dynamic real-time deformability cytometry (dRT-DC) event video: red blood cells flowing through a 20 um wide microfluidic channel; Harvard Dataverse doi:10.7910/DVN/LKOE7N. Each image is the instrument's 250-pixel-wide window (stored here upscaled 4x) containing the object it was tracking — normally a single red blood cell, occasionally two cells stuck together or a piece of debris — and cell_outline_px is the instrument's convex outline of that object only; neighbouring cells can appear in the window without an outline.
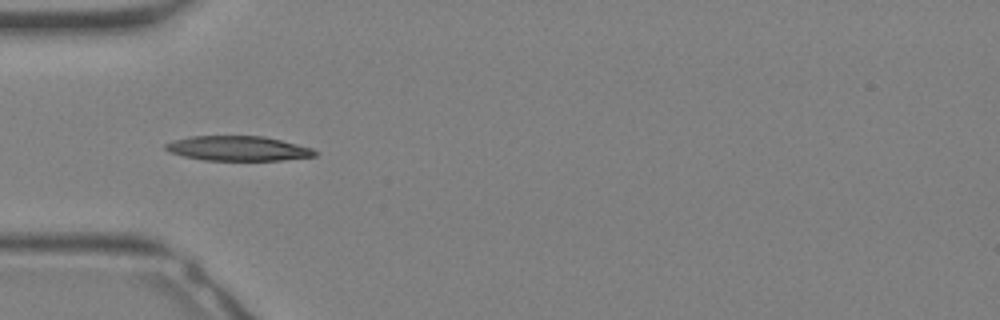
{"species": "Egyptian fruit bat (a non-hibernating species)", "species_latin": "Rousettus aegyptiacus", "temperature_condition": "warm", "stored_images_in_passage": 28, "camera_frame_rate_fps": 3000, "um_per_image_px": 0.085, "animal": {"sex": "female"}, "frame": {"image": 1, "passage_image": 6, "time_ms": 1.667, "image_size_px": [1000, 320], "cell_outline_px": [[316, 156], [280, 160], [204, 160], [184, 156], [172, 152], [164, 148], [164, 144], [172, 140], [188, 136], [264, 136], [312, 148], [316, 152]], "centroid_in_image_um": [20.2, 12.61], "position_along_channel_um": 64.8, "area_um2": 21.39}}
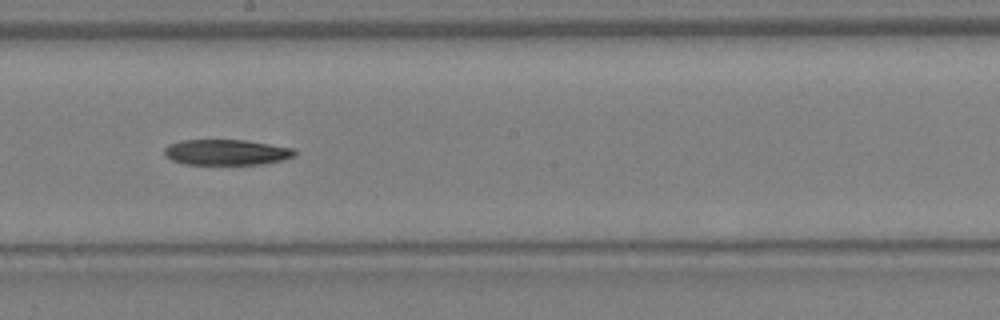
{"frame": {"image": 2, "passage_image": 14, "time_ms": 4.333, "image_size_px": [1000, 320], "cell_outline_px": [[296, 152], [292, 156], [280, 160], [260, 164], [184, 164], [172, 160], [164, 156], [164, 148], [168, 144], [180, 140], [244, 140], [292, 148]], "centroid_in_image_um": [19.15, 12.94], "position_along_channel_um": 229.1, "area_um2": 19.25}}
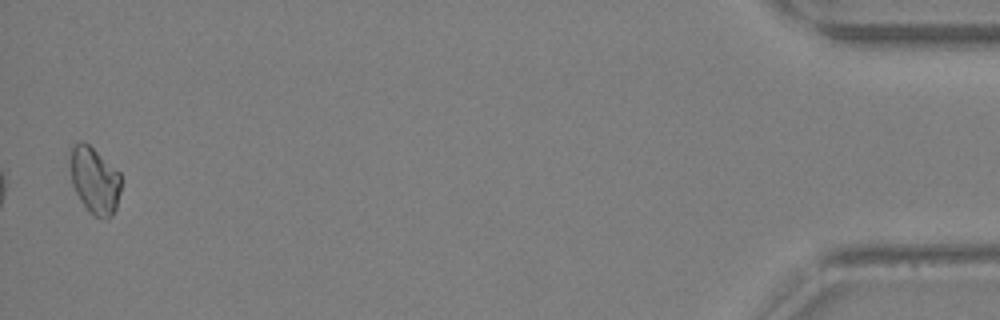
{"frame": {"image": 3, "passage_image": 28, "time_ms": 9.0, "image_size_px": [1000, 320], "cell_outline_px": [[120, 192], [116, 208], [104, 220], [96, 216], [80, 200], [72, 184], [72, 148], [76, 144], [84, 140], [120, 172]], "centroid_in_image_um": [8.08, 15.32], "position_along_channel_um": 427.1, "area_um2": 19.07}}